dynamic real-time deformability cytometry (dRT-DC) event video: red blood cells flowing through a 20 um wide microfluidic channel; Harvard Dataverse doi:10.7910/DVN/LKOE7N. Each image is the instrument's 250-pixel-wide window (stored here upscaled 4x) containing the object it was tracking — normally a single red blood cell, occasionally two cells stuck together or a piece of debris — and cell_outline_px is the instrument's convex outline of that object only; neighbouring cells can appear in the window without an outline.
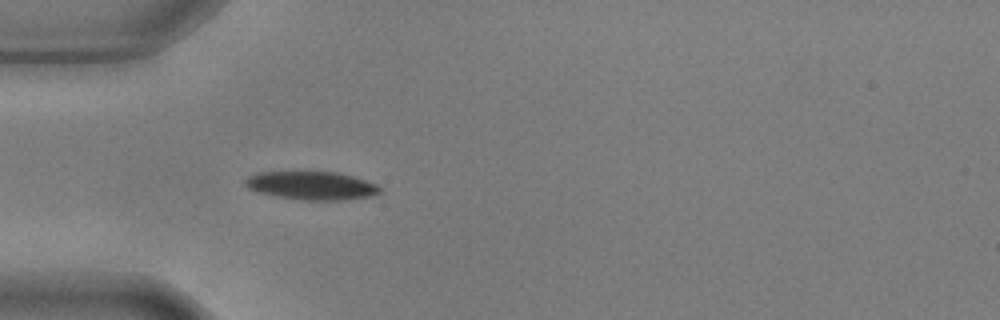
{"species": "common noctule bat (a hibernating species)", "species_latin": "Nyctalus noctula", "temperature_condition": "warm", "stored_images_in_passage": 4, "camera_frame_rate_fps": 3000, "um_per_image_px": 0.085, "animal": {"sex": "male", "body_mass_g": 17.9, "forearm_length_mm": 54.2}, "frame": {"image": 1, "passage_image": 4, "time_ms": 1.0, "image_size_px": [1000, 320], "cell_outline_px": [[380, 192], [372, 196], [344, 200], [304, 200], [276, 196], [256, 192], [248, 188], [244, 184], [244, 180], [248, 176], [260, 172], [336, 172], [352, 176], [376, 184], [380, 188]], "centroid_in_image_um": [26.45, 15.78], "position_along_channel_um": 58.5, "area_um2": 22.14}}